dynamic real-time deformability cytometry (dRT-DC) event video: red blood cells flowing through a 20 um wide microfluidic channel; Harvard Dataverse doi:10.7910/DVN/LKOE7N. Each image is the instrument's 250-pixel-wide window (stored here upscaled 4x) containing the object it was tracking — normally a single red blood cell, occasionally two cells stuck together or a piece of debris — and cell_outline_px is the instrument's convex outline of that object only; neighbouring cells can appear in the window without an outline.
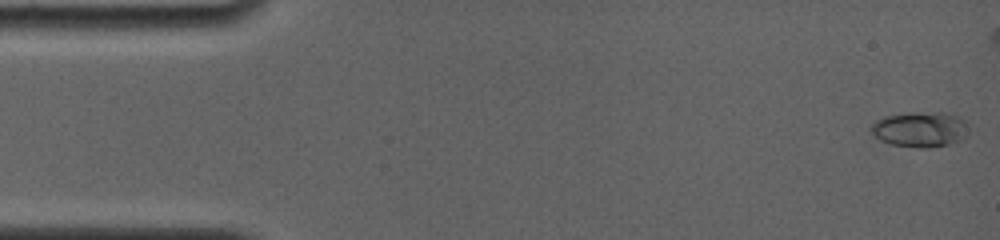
{"species": "common noctule bat (a hibernating species)", "species_latin": "Nyctalus noctula", "temperature_condition": "room temperature", "stored_images_in_passage": 29, "camera_frame_rate_fps": 4000, "um_per_image_px": 0.085, "animal": {"sex": "female", "body_mass_g": 19.0, "forearm_length_mm": 56.7}, "frame": {"image": 1, "passage_image": 1, "time_ms": 0.0, "image_size_px": [1000, 240], "cell_outline_px": [[972, 124], [956, 140], [948, 144], [928, 148], [920, 148], [888, 144], [880, 140], [868, 128], [876, 120], [884, 116], [912, 112], [944, 112], [960, 116], [968, 120]], "centroid_in_image_um": [78.19, 10.97], "position_along_channel_um": 6.8, "area_um2": 20.23}}
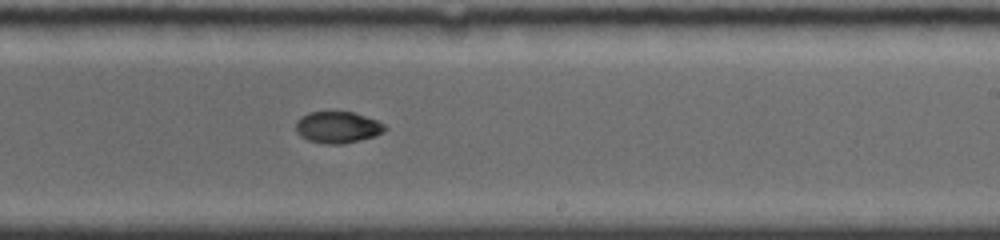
{"frame": {"image": 2, "passage_image": 19, "time_ms": 9.75, "image_size_px": [1000, 240], "cell_outline_px": [[388, 128], [384, 132], [376, 136], [344, 144], [328, 144], [308, 140], [300, 136], [296, 132], [296, 120], [300, 116], [308, 112], [352, 112], [376, 120], [384, 124]], "centroid_in_image_um": [28.69, 10.82], "position_along_channel_um": 260.3, "area_um2": 16.47}}
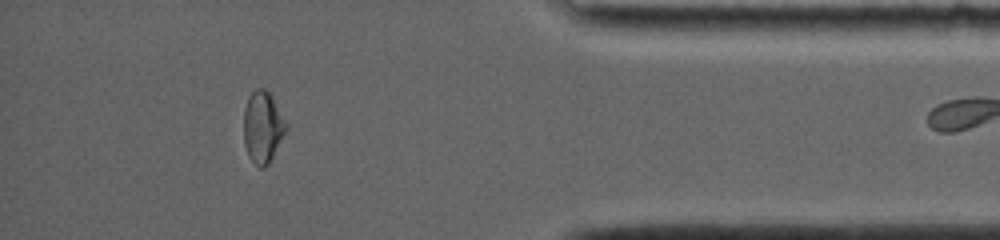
{"frame": {"image": 3, "passage_image": 28, "time_ms": 14.25, "image_size_px": [1000, 240], "cell_outline_px": [[288, 128], [268, 164], [264, 168], [260, 168], [248, 156], [244, 144], [244, 108], [248, 96], [256, 88], [264, 88], [272, 96], [288, 124]], "centroid_in_image_um": [22.33, 10.78], "position_along_channel_um": 412.9, "area_um2": 17.74}}